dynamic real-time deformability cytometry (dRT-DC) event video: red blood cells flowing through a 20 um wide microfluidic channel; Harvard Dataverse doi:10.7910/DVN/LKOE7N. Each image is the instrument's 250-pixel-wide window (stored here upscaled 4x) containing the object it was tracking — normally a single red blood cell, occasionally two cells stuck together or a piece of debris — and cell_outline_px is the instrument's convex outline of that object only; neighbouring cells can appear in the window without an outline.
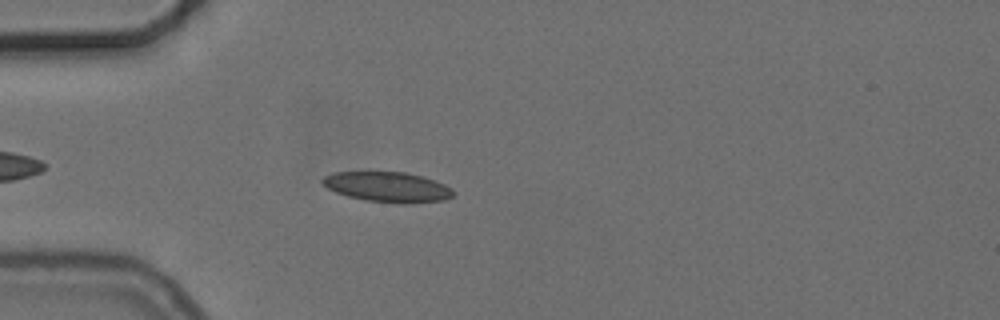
{"species": "common noctule bat (a hibernating species)", "species_latin": "Nyctalus noctula", "temperature_condition": "cold", "stored_images_in_passage": 43, "camera_frame_rate_fps": 3000, "um_per_image_px": 0.085, "animal": {"sex": "female", "body_mass_g": 24.6, "forearm_length_mm": 56.2}, "frame": {"image": 1, "passage_image": 6, "time_ms": 1.667, "image_size_px": [1000, 320], "cell_outline_px": [[456, 192], [452, 196], [444, 200], [400, 204], [368, 200], [348, 196], [336, 192], [328, 188], [320, 180], [324, 176], [332, 172], [404, 172], [420, 176], [444, 184], [452, 188]], "centroid_in_image_um": [32.94, 15.89], "position_along_channel_um": 52.1, "area_um2": 22.77}}
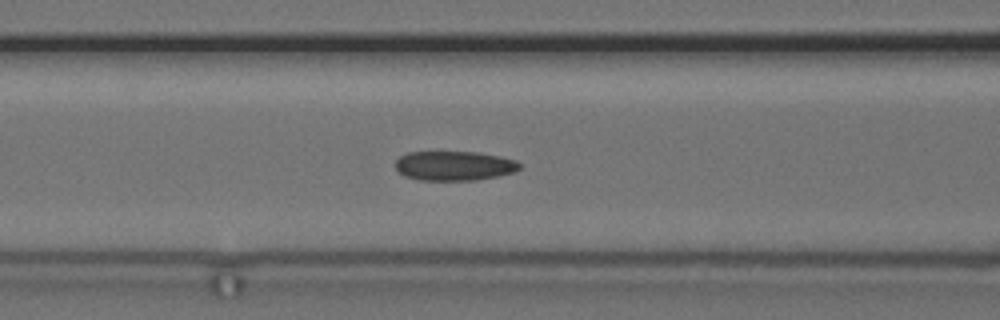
{"frame": {"image": 2, "passage_image": 13, "time_ms": 4.0, "image_size_px": [1000, 320], "cell_outline_px": [[520, 168], [512, 172], [496, 176], [476, 180], [420, 180], [404, 176], [396, 168], [396, 160], [400, 156], [408, 152], [476, 152], [516, 160], [520, 164]], "centroid_in_image_um": [38.57, 14.09], "position_along_channel_um": 128.0, "area_um2": 21.1}}
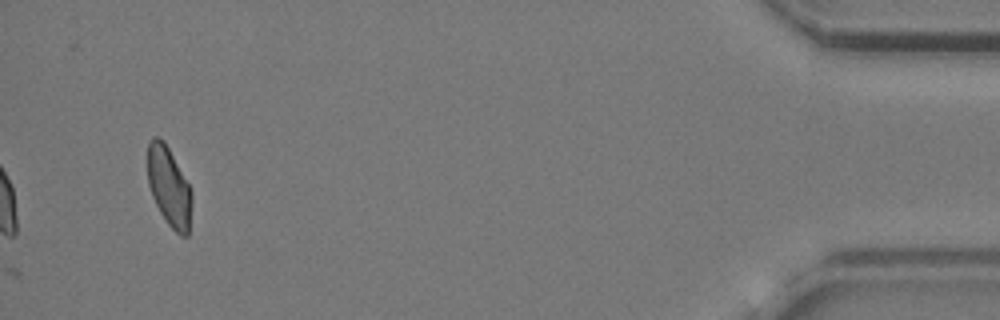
{"frame": {"image": 3, "passage_image": 43, "time_ms": 14.0, "image_size_px": [1000, 320], "cell_outline_px": [[192, 200], [188, 236], [180, 236], [168, 224], [160, 212], [152, 196], [148, 184], [148, 140], [152, 136], [160, 136], [164, 140], [188, 184], [192, 192]], "centroid_in_image_um": [14.36, 15.85], "position_along_channel_um": 420.8, "area_um2": 20.4}, "authors_computed_cell_mechanics": {"area_um2": 21.4438, "velocity_mm_per_s": 3.7161, "shape_relaxation_time_tau1_ms": 8.506, "shape_relaxation_time_tau2_ms": 2.3151, "deformation_change_tau1": 0.1346, "deformation_change_tau2": 0.085}}